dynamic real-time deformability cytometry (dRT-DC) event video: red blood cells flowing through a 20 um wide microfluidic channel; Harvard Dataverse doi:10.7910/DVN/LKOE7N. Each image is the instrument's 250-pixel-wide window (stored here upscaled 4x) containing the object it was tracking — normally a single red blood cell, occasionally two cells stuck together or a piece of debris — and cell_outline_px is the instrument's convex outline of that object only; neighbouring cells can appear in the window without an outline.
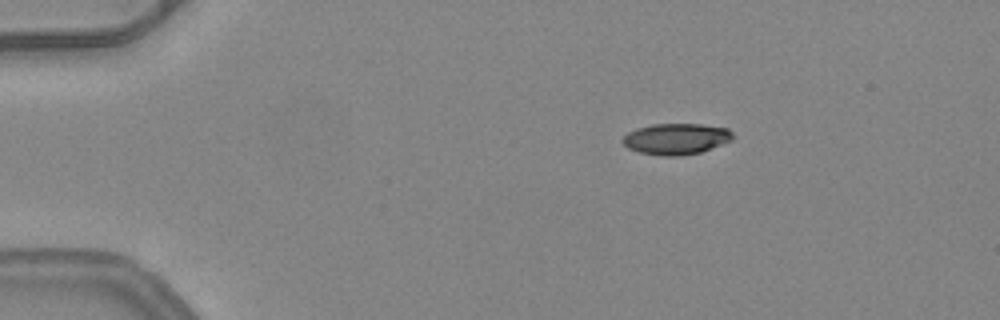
{"species": "common noctule bat (a hibernating species)", "species_latin": "Nyctalus noctula", "temperature_condition": "warm", "stored_images_in_passage": 36, "camera_frame_rate_fps": 3000, "um_per_image_px": 0.085, "animal": {"sex": "female", "body_mass_g": 24.6, "forearm_length_mm": 56.2}, "frame": {"image": 1, "passage_image": 1, "time_ms": 0.0, "image_size_px": [1000, 320], "cell_outline_px": [[732, 140], [700, 152], [680, 156], [664, 156], [640, 152], [628, 148], [620, 140], [628, 132], [652, 124], [700, 124], [728, 128], [732, 132]], "centroid_in_image_um": [57.46, 11.8], "position_along_channel_um": 27.5, "area_um2": 19.77}}
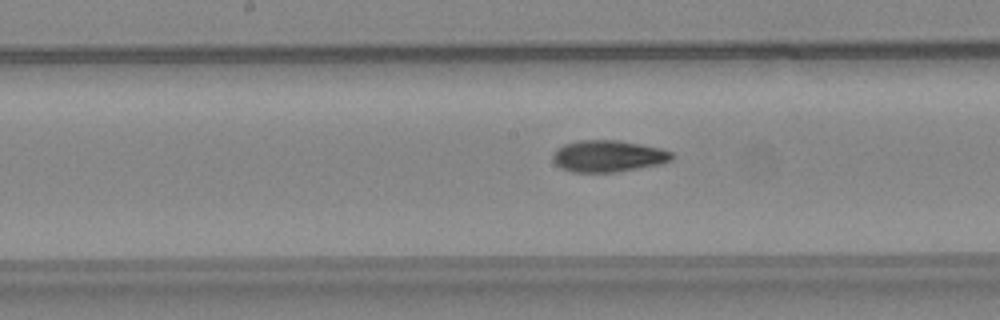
{"frame": {"image": 2, "passage_image": 19, "time_ms": 6.0, "image_size_px": [1000, 320], "cell_outline_px": [[676, 156], [672, 160], [660, 164], [616, 172], [572, 172], [560, 168], [552, 160], [552, 156], [556, 148], [564, 144], [576, 140], [620, 140], [660, 148], [672, 152]], "centroid_in_image_um": [51.68, 13.26], "position_along_channel_um": 196.5, "area_um2": 22.2}, "authors_computed_cell_mechanics": {"area_um2": 21.5305, "velocity_mm_per_s": 4.0812, "shape_relaxation_time_tau1_ms": 7.3956, "shape_relaxation_time_tau2_ms": 1.6659, "deformation_change_tau1": 0.2432, "deformation_change_tau2": 0.0795}}